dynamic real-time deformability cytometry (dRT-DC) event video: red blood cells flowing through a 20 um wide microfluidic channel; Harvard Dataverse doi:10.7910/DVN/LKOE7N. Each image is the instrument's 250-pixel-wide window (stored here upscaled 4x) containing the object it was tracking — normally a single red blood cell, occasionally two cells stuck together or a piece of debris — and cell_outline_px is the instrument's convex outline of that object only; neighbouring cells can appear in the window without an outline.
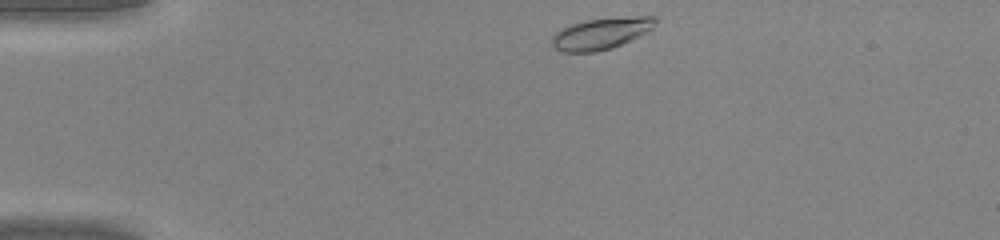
{"species": "common noctule bat (a hibernating species)", "species_latin": "Nyctalus noctula", "temperature_condition": "warm", "stored_images_in_passage": 37, "camera_frame_rate_fps": 3000, "um_per_image_px": 0.085, "animal": {"sex": "male", "body_mass_g": 20.0, "forearm_length_mm": 53.3}, "frame": {"image": 1, "passage_image": 1, "time_ms": 0.0, "image_size_px": [1000, 240], "cell_outline_px": [[656, 20], [652, 28], [648, 32], [640, 36], [612, 48], [596, 52], [564, 52], [556, 48], [552, 44], [552, 36], [560, 28], [584, 20], [636, 16], [656, 16]], "centroid_in_image_um": [51.1, 2.85], "position_along_channel_um": 33.9, "area_um2": 18.96}}
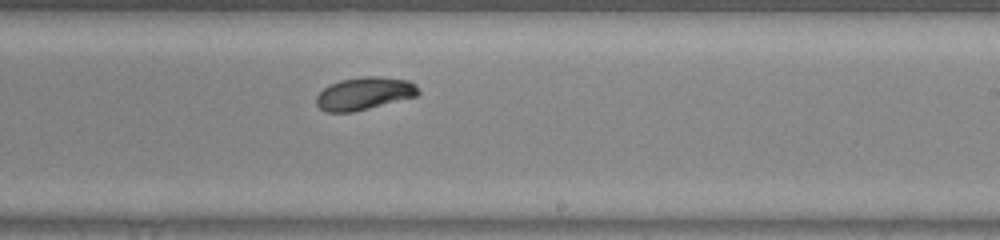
{"frame": {"image": 2, "passage_image": 20, "time_ms": 6.333, "image_size_px": [1000, 240], "cell_outline_px": [[420, 92], [416, 96], [352, 112], [328, 112], [320, 108], [316, 104], [316, 96], [328, 84], [340, 80], [360, 76], [376, 76], [408, 80], [416, 84]], "centroid_in_image_um": [30.95, 7.93], "position_along_channel_um": 258.1, "area_um2": 19.36}}
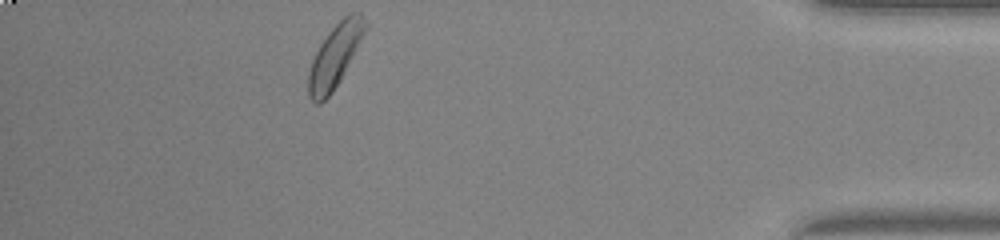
{"frame": {"image": 3, "passage_image": 33, "time_ms": 10.667, "image_size_px": [1000, 240], "cell_outline_px": [[368, 28], [340, 80], [332, 92], [320, 104], [316, 104], [308, 96], [308, 72], [312, 60], [320, 44], [328, 32], [344, 16], [352, 12], [360, 12], [368, 24]], "centroid_in_image_um": [28.48, 4.74], "position_along_channel_um": 406.7, "area_um2": 20.75}}